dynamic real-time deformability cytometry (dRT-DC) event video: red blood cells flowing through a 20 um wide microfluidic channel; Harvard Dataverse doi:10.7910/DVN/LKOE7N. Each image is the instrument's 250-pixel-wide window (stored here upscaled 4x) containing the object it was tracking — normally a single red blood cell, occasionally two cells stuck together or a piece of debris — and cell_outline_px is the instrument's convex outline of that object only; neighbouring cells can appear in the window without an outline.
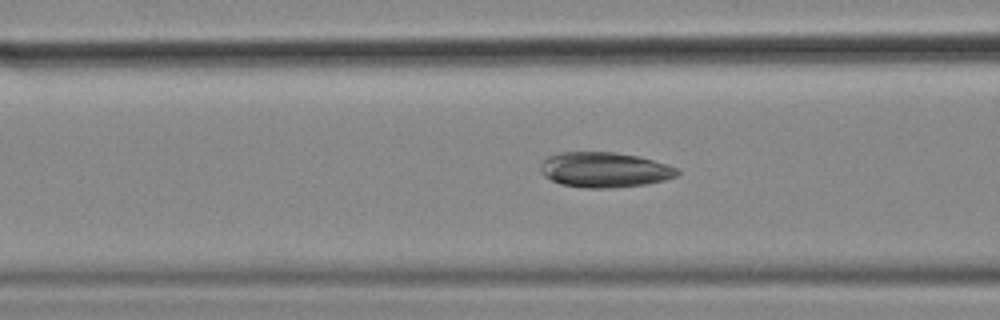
{"species": "common noctule bat (a hibernating species)", "species_latin": "Nyctalus noctula", "temperature_condition": "cold", "stored_images_in_passage": 11, "camera_frame_rate_fps": 3000, "um_per_image_px": 0.085, "animal": {"sex": "female", "body_mass_g": 18.4}, "frame": {"image": 1, "passage_image": 8, "time_ms": 2.333, "image_size_px": [1000, 320], "cell_outline_px": [[680, 172], [676, 176], [664, 180], [644, 184], [608, 188], [584, 188], [560, 184], [544, 176], [540, 172], [540, 164], [548, 156], [560, 152], [616, 152], [636, 156], [668, 164], [680, 168]], "centroid_in_image_um": [51.37, 14.43], "position_along_channel_um": 115.2, "area_um2": 28.09}}